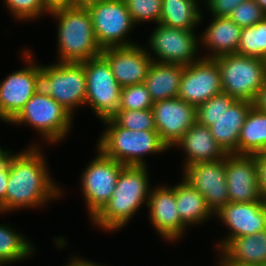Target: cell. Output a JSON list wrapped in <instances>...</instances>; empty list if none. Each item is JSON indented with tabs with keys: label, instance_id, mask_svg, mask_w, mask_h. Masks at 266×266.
I'll use <instances>...</instances> for the list:
<instances>
[{
	"label": "cell",
	"instance_id": "d6986e66",
	"mask_svg": "<svg viewBox=\"0 0 266 266\" xmlns=\"http://www.w3.org/2000/svg\"><path fill=\"white\" fill-rule=\"evenodd\" d=\"M151 190L148 202L150 219L159 235L169 241L182 237L187 227L180 219L175 199V186H157Z\"/></svg>",
	"mask_w": 266,
	"mask_h": 266
},
{
	"label": "cell",
	"instance_id": "ee69618b",
	"mask_svg": "<svg viewBox=\"0 0 266 266\" xmlns=\"http://www.w3.org/2000/svg\"><path fill=\"white\" fill-rule=\"evenodd\" d=\"M220 258L221 261L219 263V266H243L239 264L230 263L223 256H221Z\"/></svg>",
	"mask_w": 266,
	"mask_h": 266
},
{
	"label": "cell",
	"instance_id": "7c38bea8",
	"mask_svg": "<svg viewBox=\"0 0 266 266\" xmlns=\"http://www.w3.org/2000/svg\"><path fill=\"white\" fill-rule=\"evenodd\" d=\"M221 92V73L216 59L204 56L184 66L177 98L198 107Z\"/></svg>",
	"mask_w": 266,
	"mask_h": 266
},
{
	"label": "cell",
	"instance_id": "cb8c5ba5",
	"mask_svg": "<svg viewBox=\"0 0 266 266\" xmlns=\"http://www.w3.org/2000/svg\"><path fill=\"white\" fill-rule=\"evenodd\" d=\"M221 251L230 263L243 266L266 264V231L233 238Z\"/></svg>",
	"mask_w": 266,
	"mask_h": 266
},
{
	"label": "cell",
	"instance_id": "8fae6325",
	"mask_svg": "<svg viewBox=\"0 0 266 266\" xmlns=\"http://www.w3.org/2000/svg\"><path fill=\"white\" fill-rule=\"evenodd\" d=\"M30 53L24 52L27 67L11 73L0 83V119L5 122L10 123L41 88V66L34 64Z\"/></svg>",
	"mask_w": 266,
	"mask_h": 266
},
{
	"label": "cell",
	"instance_id": "7bdbcfd3",
	"mask_svg": "<svg viewBox=\"0 0 266 266\" xmlns=\"http://www.w3.org/2000/svg\"><path fill=\"white\" fill-rule=\"evenodd\" d=\"M11 152L5 151L0 147V169L7 165L9 158L11 156Z\"/></svg>",
	"mask_w": 266,
	"mask_h": 266
},
{
	"label": "cell",
	"instance_id": "ffe728a7",
	"mask_svg": "<svg viewBox=\"0 0 266 266\" xmlns=\"http://www.w3.org/2000/svg\"><path fill=\"white\" fill-rule=\"evenodd\" d=\"M253 102L236 100L215 120L210 127L211 133L218 145L226 154L238 155V140L242 126Z\"/></svg>",
	"mask_w": 266,
	"mask_h": 266
},
{
	"label": "cell",
	"instance_id": "4316f807",
	"mask_svg": "<svg viewBox=\"0 0 266 266\" xmlns=\"http://www.w3.org/2000/svg\"><path fill=\"white\" fill-rule=\"evenodd\" d=\"M159 24L182 30L193 29L203 18L198 0H162Z\"/></svg>",
	"mask_w": 266,
	"mask_h": 266
},
{
	"label": "cell",
	"instance_id": "8992f818",
	"mask_svg": "<svg viewBox=\"0 0 266 266\" xmlns=\"http://www.w3.org/2000/svg\"><path fill=\"white\" fill-rule=\"evenodd\" d=\"M73 114L49 96L42 87L24 105L10 124H30L47 142H59L70 132Z\"/></svg>",
	"mask_w": 266,
	"mask_h": 266
},
{
	"label": "cell",
	"instance_id": "d590c367",
	"mask_svg": "<svg viewBox=\"0 0 266 266\" xmlns=\"http://www.w3.org/2000/svg\"><path fill=\"white\" fill-rule=\"evenodd\" d=\"M246 0H206L213 17H228L235 8Z\"/></svg>",
	"mask_w": 266,
	"mask_h": 266
},
{
	"label": "cell",
	"instance_id": "9a60e30c",
	"mask_svg": "<svg viewBox=\"0 0 266 266\" xmlns=\"http://www.w3.org/2000/svg\"><path fill=\"white\" fill-rule=\"evenodd\" d=\"M152 110L155 128L168 149L197 122V107L177 97L155 102Z\"/></svg>",
	"mask_w": 266,
	"mask_h": 266
},
{
	"label": "cell",
	"instance_id": "836d02e7",
	"mask_svg": "<svg viewBox=\"0 0 266 266\" xmlns=\"http://www.w3.org/2000/svg\"><path fill=\"white\" fill-rule=\"evenodd\" d=\"M228 17L240 28H245L262 21L266 14L254 0H246L235 8Z\"/></svg>",
	"mask_w": 266,
	"mask_h": 266
},
{
	"label": "cell",
	"instance_id": "484cf974",
	"mask_svg": "<svg viewBox=\"0 0 266 266\" xmlns=\"http://www.w3.org/2000/svg\"><path fill=\"white\" fill-rule=\"evenodd\" d=\"M266 152V112L250 108L238 140V155H255Z\"/></svg>",
	"mask_w": 266,
	"mask_h": 266
},
{
	"label": "cell",
	"instance_id": "52a82bcc",
	"mask_svg": "<svg viewBox=\"0 0 266 266\" xmlns=\"http://www.w3.org/2000/svg\"><path fill=\"white\" fill-rule=\"evenodd\" d=\"M41 87L72 114L75 107L85 105L86 102L87 84L83 62L42 65Z\"/></svg>",
	"mask_w": 266,
	"mask_h": 266
},
{
	"label": "cell",
	"instance_id": "e0dca14e",
	"mask_svg": "<svg viewBox=\"0 0 266 266\" xmlns=\"http://www.w3.org/2000/svg\"><path fill=\"white\" fill-rule=\"evenodd\" d=\"M226 180L229 202L251 203L262 200L254 155L227 154Z\"/></svg>",
	"mask_w": 266,
	"mask_h": 266
},
{
	"label": "cell",
	"instance_id": "60d3db41",
	"mask_svg": "<svg viewBox=\"0 0 266 266\" xmlns=\"http://www.w3.org/2000/svg\"><path fill=\"white\" fill-rule=\"evenodd\" d=\"M66 266H101V265L94 262H89L88 260L82 258L80 259L79 257H74L72 261L70 260V263L67 264Z\"/></svg>",
	"mask_w": 266,
	"mask_h": 266
},
{
	"label": "cell",
	"instance_id": "d4e9b609",
	"mask_svg": "<svg viewBox=\"0 0 266 266\" xmlns=\"http://www.w3.org/2000/svg\"><path fill=\"white\" fill-rule=\"evenodd\" d=\"M175 199L180 219L186 226L203 223L214 214L205 198L184 179L175 185Z\"/></svg>",
	"mask_w": 266,
	"mask_h": 266
},
{
	"label": "cell",
	"instance_id": "b9f144b4",
	"mask_svg": "<svg viewBox=\"0 0 266 266\" xmlns=\"http://www.w3.org/2000/svg\"><path fill=\"white\" fill-rule=\"evenodd\" d=\"M103 0H73V7H84L87 8L91 4L99 3Z\"/></svg>",
	"mask_w": 266,
	"mask_h": 266
},
{
	"label": "cell",
	"instance_id": "ac0fdd59",
	"mask_svg": "<svg viewBox=\"0 0 266 266\" xmlns=\"http://www.w3.org/2000/svg\"><path fill=\"white\" fill-rule=\"evenodd\" d=\"M151 53L137 44L110 47L101 55L108 61L111 71L121 87L144 83L151 65Z\"/></svg>",
	"mask_w": 266,
	"mask_h": 266
},
{
	"label": "cell",
	"instance_id": "f1b7e54d",
	"mask_svg": "<svg viewBox=\"0 0 266 266\" xmlns=\"http://www.w3.org/2000/svg\"><path fill=\"white\" fill-rule=\"evenodd\" d=\"M236 54L266 60V17L254 26L242 28Z\"/></svg>",
	"mask_w": 266,
	"mask_h": 266
},
{
	"label": "cell",
	"instance_id": "7402d4cb",
	"mask_svg": "<svg viewBox=\"0 0 266 266\" xmlns=\"http://www.w3.org/2000/svg\"><path fill=\"white\" fill-rule=\"evenodd\" d=\"M213 21L202 33L201 41L204 47H209L211 54L207 58H216L227 54H236L239 46L242 28L229 17H213Z\"/></svg>",
	"mask_w": 266,
	"mask_h": 266
},
{
	"label": "cell",
	"instance_id": "74e56055",
	"mask_svg": "<svg viewBox=\"0 0 266 266\" xmlns=\"http://www.w3.org/2000/svg\"><path fill=\"white\" fill-rule=\"evenodd\" d=\"M44 8L50 13L54 10L73 7V0H41Z\"/></svg>",
	"mask_w": 266,
	"mask_h": 266
},
{
	"label": "cell",
	"instance_id": "d6a6232c",
	"mask_svg": "<svg viewBox=\"0 0 266 266\" xmlns=\"http://www.w3.org/2000/svg\"><path fill=\"white\" fill-rule=\"evenodd\" d=\"M134 23L154 21L161 19L162 0H124Z\"/></svg>",
	"mask_w": 266,
	"mask_h": 266
},
{
	"label": "cell",
	"instance_id": "603a6c76",
	"mask_svg": "<svg viewBox=\"0 0 266 266\" xmlns=\"http://www.w3.org/2000/svg\"><path fill=\"white\" fill-rule=\"evenodd\" d=\"M183 69L180 64L151 63L144 84L154 103L177 97Z\"/></svg>",
	"mask_w": 266,
	"mask_h": 266
},
{
	"label": "cell",
	"instance_id": "1f68e13d",
	"mask_svg": "<svg viewBox=\"0 0 266 266\" xmlns=\"http://www.w3.org/2000/svg\"><path fill=\"white\" fill-rule=\"evenodd\" d=\"M154 102L144 83L121 88L119 110L151 109Z\"/></svg>",
	"mask_w": 266,
	"mask_h": 266
},
{
	"label": "cell",
	"instance_id": "6da1fadb",
	"mask_svg": "<svg viewBox=\"0 0 266 266\" xmlns=\"http://www.w3.org/2000/svg\"><path fill=\"white\" fill-rule=\"evenodd\" d=\"M39 149L34 146L10 156L7 163L10 174L0 213L41 206L62 194L60 188L50 180L46 160Z\"/></svg>",
	"mask_w": 266,
	"mask_h": 266
},
{
	"label": "cell",
	"instance_id": "9c48e42d",
	"mask_svg": "<svg viewBox=\"0 0 266 266\" xmlns=\"http://www.w3.org/2000/svg\"><path fill=\"white\" fill-rule=\"evenodd\" d=\"M87 9L91 14L97 43L102 50L135 44L126 40V35L135 23L124 0H103L91 4Z\"/></svg>",
	"mask_w": 266,
	"mask_h": 266
},
{
	"label": "cell",
	"instance_id": "4fadbf2b",
	"mask_svg": "<svg viewBox=\"0 0 266 266\" xmlns=\"http://www.w3.org/2000/svg\"><path fill=\"white\" fill-rule=\"evenodd\" d=\"M157 25L149 40V48L158 57V60L151 57L152 61L183 66L196 61L200 42H197L199 40L195 37L194 30L170 28L159 23Z\"/></svg>",
	"mask_w": 266,
	"mask_h": 266
},
{
	"label": "cell",
	"instance_id": "8d00e7d4",
	"mask_svg": "<svg viewBox=\"0 0 266 266\" xmlns=\"http://www.w3.org/2000/svg\"><path fill=\"white\" fill-rule=\"evenodd\" d=\"M258 169V188L261 198L266 202V152L255 154Z\"/></svg>",
	"mask_w": 266,
	"mask_h": 266
},
{
	"label": "cell",
	"instance_id": "f6af8a7d",
	"mask_svg": "<svg viewBox=\"0 0 266 266\" xmlns=\"http://www.w3.org/2000/svg\"><path fill=\"white\" fill-rule=\"evenodd\" d=\"M258 6L263 10V12L266 14V0H254Z\"/></svg>",
	"mask_w": 266,
	"mask_h": 266
},
{
	"label": "cell",
	"instance_id": "5b68a950",
	"mask_svg": "<svg viewBox=\"0 0 266 266\" xmlns=\"http://www.w3.org/2000/svg\"><path fill=\"white\" fill-rule=\"evenodd\" d=\"M224 93L236 100L254 102L266 79V60L227 54L215 58Z\"/></svg>",
	"mask_w": 266,
	"mask_h": 266
},
{
	"label": "cell",
	"instance_id": "3957f363",
	"mask_svg": "<svg viewBox=\"0 0 266 266\" xmlns=\"http://www.w3.org/2000/svg\"><path fill=\"white\" fill-rule=\"evenodd\" d=\"M50 15H54L59 23V62L81 63L101 55L102 49L97 43L87 8H62L50 12Z\"/></svg>",
	"mask_w": 266,
	"mask_h": 266
},
{
	"label": "cell",
	"instance_id": "f35d334b",
	"mask_svg": "<svg viewBox=\"0 0 266 266\" xmlns=\"http://www.w3.org/2000/svg\"><path fill=\"white\" fill-rule=\"evenodd\" d=\"M9 174L10 166L8 164L0 169V205L5 201Z\"/></svg>",
	"mask_w": 266,
	"mask_h": 266
},
{
	"label": "cell",
	"instance_id": "5bb4252c",
	"mask_svg": "<svg viewBox=\"0 0 266 266\" xmlns=\"http://www.w3.org/2000/svg\"><path fill=\"white\" fill-rule=\"evenodd\" d=\"M184 169L183 179L205 198L214 213L229 203L226 156L217 161L189 165Z\"/></svg>",
	"mask_w": 266,
	"mask_h": 266
},
{
	"label": "cell",
	"instance_id": "f546056e",
	"mask_svg": "<svg viewBox=\"0 0 266 266\" xmlns=\"http://www.w3.org/2000/svg\"><path fill=\"white\" fill-rule=\"evenodd\" d=\"M112 119L128 130H156L152 108L145 110H118Z\"/></svg>",
	"mask_w": 266,
	"mask_h": 266
},
{
	"label": "cell",
	"instance_id": "ab89813d",
	"mask_svg": "<svg viewBox=\"0 0 266 266\" xmlns=\"http://www.w3.org/2000/svg\"><path fill=\"white\" fill-rule=\"evenodd\" d=\"M253 105L257 109L266 112V79L264 81L263 86L259 90L258 95L255 101L253 102Z\"/></svg>",
	"mask_w": 266,
	"mask_h": 266
},
{
	"label": "cell",
	"instance_id": "4dcf8cb0",
	"mask_svg": "<svg viewBox=\"0 0 266 266\" xmlns=\"http://www.w3.org/2000/svg\"><path fill=\"white\" fill-rule=\"evenodd\" d=\"M235 101V98L224 92L214 95L197 107V122L210 128L224 109L229 108Z\"/></svg>",
	"mask_w": 266,
	"mask_h": 266
},
{
	"label": "cell",
	"instance_id": "ba28073f",
	"mask_svg": "<svg viewBox=\"0 0 266 266\" xmlns=\"http://www.w3.org/2000/svg\"><path fill=\"white\" fill-rule=\"evenodd\" d=\"M83 67L87 84L85 105L89 104L102 121L112 118L119 110L122 87L108 61L99 55L84 61Z\"/></svg>",
	"mask_w": 266,
	"mask_h": 266
},
{
	"label": "cell",
	"instance_id": "30bf717a",
	"mask_svg": "<svg viewBox=\"0 0 266 266\" xmlns=\"http://www.w3.org/2000/svg\"><path fill=\"white\" fill-rule=\"evenodd\" d=\"M97 151L98 156L89 163L81 177V187L91 220L112 197L118 176L125 167L100 150Z\"/></svg>",
	"mask_w": 266,
	"mask_h": 266
},
{
	"label": "cell",
	"instance_id": "7a4b0ae2",
	"mask_svg": "<svg viewBox=\"0 0 266 266\" xmlns=\"http://www.w3.org/2000/svg\"><path fill=\"white\" fill-rule=\"evenodd\" d=\"M146 166H125L117 179L112 197L92 219L103 230H119L129 223L150 195Z\"/></svg>",
	"mask_w": 266,
	"mask_h": 266
},
{
	"label": "cell",
	"instance_id": "83f0119b",
	"mask_svg": "<svg viewBox=\"0 0 266 266\" xmlns=\"http://www.w3.org/2000/svg\"><path fill=\"white\" fill-rule=\"evenodd\" d=\"M11 229L0 225V266L27 259L34 251L23 235Z\"/></svg>",
	"mask_w": 266,
	"mask_h": 266
},
{
	"label": "cell",
	"instance_id": "e575fe53",
	"mask_svg": "<svg viewBox=\"0 0 266 266\" xmlns=\"http://www.w3.org/2000/svg\"><path fill=\"white\" fill-rule=\"evenodd\" d=\"M6 6L19 20L36 19L49 13L43 6L41 0H5Z\"/></svg>",
	"mask_w": 266,
	"mask_h": 266
},
{
	"label": "cell",
	"instance_id": "44dd1931",
	"mask_svg": "<svg viewBox=\"0 0 266 266\" xmlns=\"http://www.w3.org/2000/svg\"><path fill=\"white\" fill-rule=\"evenodd\" d=\"M187 154L184 168L201 162L223 159L227 154L218 145L209 127L196 122L175 144Z\"/></svg>",
	"mask_w": 266,
	"mask_h": 266
},
{
	"label": "cell",
	"instance_id": "277c9868",
	"mask_svg": "<svg viewBox=\"0 0 266 266\" xmlns=\"http://www.w3.org/2000/svg\"><path fill=\"white\" fill-rule=\"evenodd\" d=\"M103 123L107 124V128L99 139L97 149L124 166H146L143 160L146 154L168 150L157 130H128L120 127L112 118Z\"/></svg>",
	"mask_w": 266,
	"mask_h": 266
},
{
	"label": "cell",
	"instance_id": "2e32d148",
	"mask_svg": "<svg viewBox=\"0 0 266 266\" xmlns=\"http://www.w3.org/2000/svg\"><path fill=\"white\" fill-rule=\"evenodd\" d=\"M218 216L230 229L226 239L219 242L218 249L222 250L233 238L253 235L266 231V202L251 203L229 202L217 212Z\"/></svg>",
	"mask_w": 266,
	"mask_h": 266
}]
</instances>
